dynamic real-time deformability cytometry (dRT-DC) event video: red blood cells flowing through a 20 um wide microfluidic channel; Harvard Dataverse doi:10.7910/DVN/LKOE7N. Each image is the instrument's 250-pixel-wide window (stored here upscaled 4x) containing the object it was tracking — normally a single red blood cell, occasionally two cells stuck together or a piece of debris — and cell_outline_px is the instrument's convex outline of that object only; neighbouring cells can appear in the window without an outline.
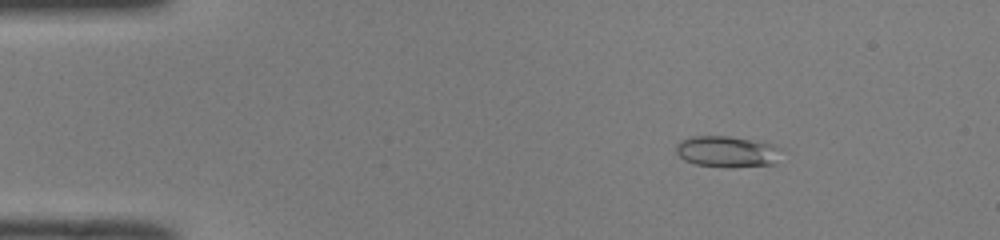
{"species": "common noctule bat (a hibernating species)", "species_latin": "Nyctalus noctula", "temperature_condition": "room temperature", "stored_images_in_passage": 51, "camera_frame_rate_fps": 3000, "um_per_image_px": 0.085, "animal": {"sex": "male", "body_mass_g": 19.0, "forearm_length_mm": 50.8}, "frame": {"image": 1, "passage_image": 8, "time_ms": 2.333, "image_size_px": [1000, 240], "cell_outline_px": [[772, 164], [732, 168], [696, 164], [684, 160], [676, 152], [676, 144], [680, 140], [692, 136], [728, 136], [768, 144], [772, 148]], "centroid_in_image_um": [61.56, 12.89], "position_along_channel_um": 23.4, "area_um2": 18.09}}
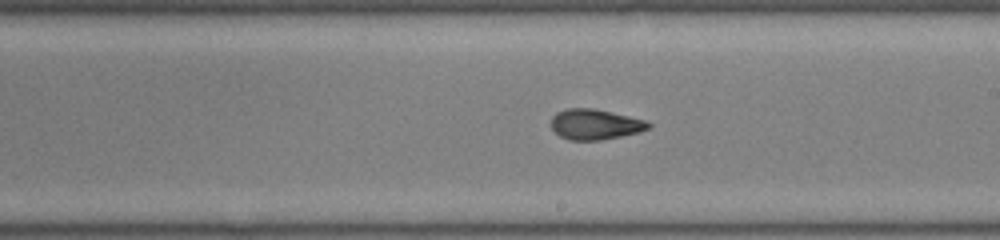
{"frame": {"image": 2, "passage_image": 30, "time_ms": 9.667, "image_size_px": [1000, 240], "cell_outline_px": [[652, 124], [648, 128], [636, 132], [620, 136], [600, 140], [568, 140], [560, 136], [552, 128], [552, 116], [556, 112], [568, 108], [592, 108], [628, 116], [644, 120]], "centroid_in_image_um": [50.54, 10.57], "position_along_channel_um": 238.5, "area_um2": 16.94}}
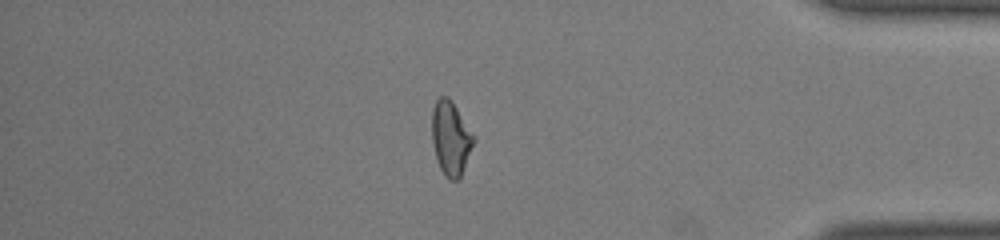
{"frame": {"image": 3, "passage_image": 44, "time_ms": 14.333, "image_size_px": [1000, 240], "cell_outline_px": [[476, 140], [460, 176], [456, 180], [448, 180], [444, 176], [440, 168], [436, 156], [432, 140], [432, 108], [436, 100], [440, 96], [448, 96], [452, 100], [476, 136]], "centroid_in_image_um": [38.33, 11.71], "position_along_channel_um": 396.9, "area_um2": 18.21}, "authors_computed_cell_mechanics": {"area_um2": 17.629, "velocity_mm_per_s": 4.028, "shape_relaxation_time_tau1_ms": null, "shape_relaxation_time_tau2_ms": 1.6577, "deformation_change_tau1": null, "deformation_change_tau2": 0.0821}}